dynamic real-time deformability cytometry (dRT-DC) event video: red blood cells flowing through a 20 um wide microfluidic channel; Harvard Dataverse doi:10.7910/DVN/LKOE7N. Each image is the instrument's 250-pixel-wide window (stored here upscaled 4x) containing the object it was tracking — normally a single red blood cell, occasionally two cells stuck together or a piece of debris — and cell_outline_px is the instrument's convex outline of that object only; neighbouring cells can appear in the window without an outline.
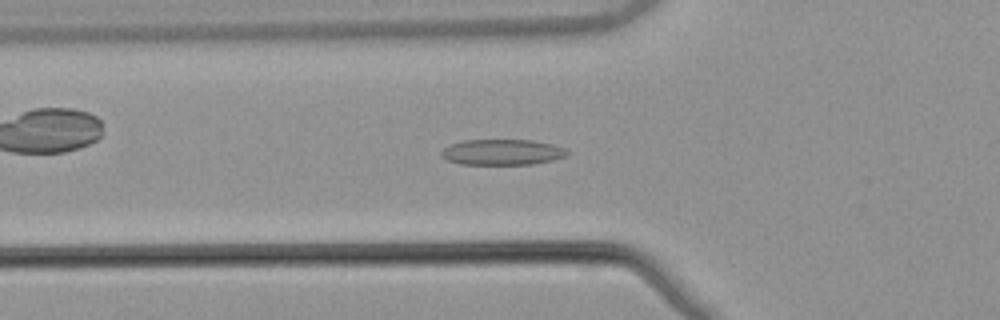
{"species": "common noctule bat (a hibernating species)", "species_latin": "Nyctalus noctula", "temperature_condition": "warm", "stored_images_in_passage": 53, "camera_frame_rate_fps": 3000, "um_per_image_px": 0.085, "animal": {"sex": "male", "body_mass_g": 21.5, "forearm_length_mm": 52.0}, "frame": {"image": 1, "passage_image": 19, "time_ms": 6.0, "image_size_px": [1000, 320], "cell_outline_px": [[568, 152], [564, 156], [552, 160], [532, 164], [460, 164], [448, 160], [440, 156], [440, 152], [444, 148], [452, 144], [464, 140], [532, 140], [552, 144], [564, 148]], "centroid_in_image_um": [42.65, 12.93], "position_along_channel_um": 83.1, "area_um2": 18.67}}
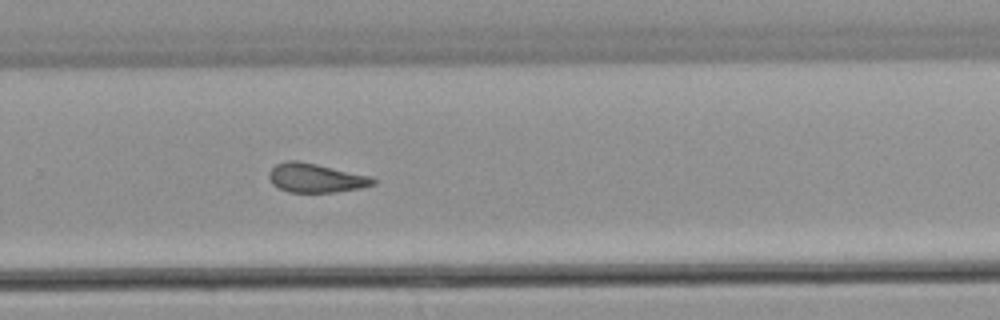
{"frame": {"image": 2, "passage_image": 36, "time_ms": 11.667, "image_size_px": [1000, 320], "cell_outline_px": [[376, 184], [360, 188], [332, 192], [288, 192], [272, 184], [268, 176], [268, 172], [276, 164], [288, 160], [296, 160], [316, 164], [372, 176], [376, 180]], "centroid_in_image_um": [26.84, 15.12], "position_along_channel_um": 303.0, "area_um2": 17.57}}
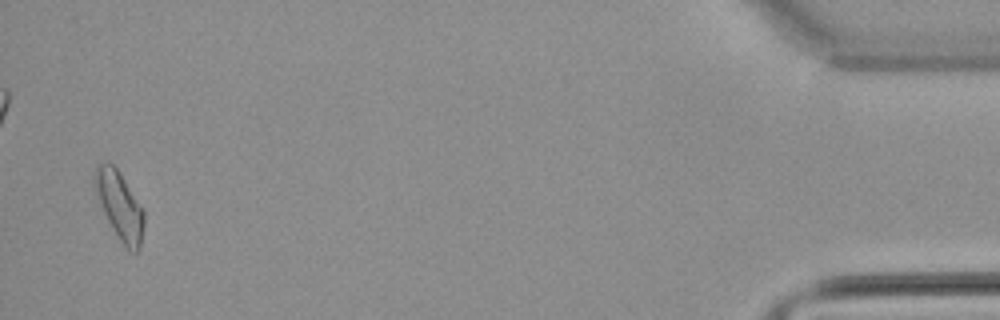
{"frame": {"image": 3, "passage_image": 52, "time_ms": 17.0, "image_size_px": [1000, 320], "cell_outline_px": [[144, 224], [140, 248], [136, 252], [128, 252], [112, 228], [104, 212], [92, 180], [92, 176], [100, 160], [112, 164], [116, 168], [124, 180], [144, 212]], "centroid_in_image_um": [10.15, 17.48], "position_along_channel_um": 425.0, "area_um2": 19.13}, "authors_computed_cell_mechanics": {"area_um2": 18.5538, "velocity_mm_per_s": 3.8822, "shape_relaxation_time_tau1_ms": null, "shape_relaxation_time_tau2_ms": 2.7922, "deformation_change_tau1": null, "deformation_change_tau2": 0.1149}}